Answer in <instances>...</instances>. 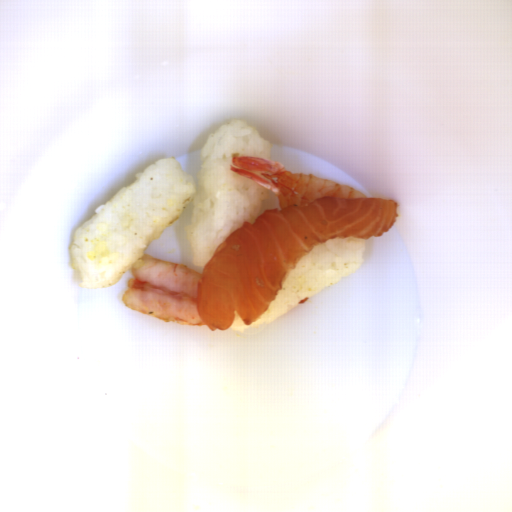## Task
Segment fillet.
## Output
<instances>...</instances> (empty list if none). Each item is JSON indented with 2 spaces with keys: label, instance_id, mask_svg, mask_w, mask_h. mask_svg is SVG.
Instances as JSON below:
<instances>
[{
  "label": "fillet",
  "instance_id": "25842a12",
  "mask_svg": "<svg viewBox=\"0 0 512 512\" xmlns=\"http://www.w3.org/2000/svg\"><path fill=\"white\" fill-rule=\"evenodd\" d=\"M399 218L397 201L379 197H318L309 204L269 209L245 221L217 247L196 285V306L212 332L258 321L287 276L313 249L335 238L388 234Z\"/></svg>",
  "mask_w": 512,
  "mask_h": 512
},
{
  "label": "fillet",
  "instance_id": "e2c912f1",
  "mask_svg": "<svg viewBox=\"0 0 512 512\" xmlns=\"http://www.w3.org/2000/svg\"><path fill=\"white\" fill-rule=\"evenodd\" d=\"M309 298H310V297H309ZM309 298H304L303 300H301V301H300V302H298L297 304H299V305H300V304H305V303L309 300Z\"/></svg>",
  "mask_w": 512,
  "mask_h": 512
}]
</instances>
